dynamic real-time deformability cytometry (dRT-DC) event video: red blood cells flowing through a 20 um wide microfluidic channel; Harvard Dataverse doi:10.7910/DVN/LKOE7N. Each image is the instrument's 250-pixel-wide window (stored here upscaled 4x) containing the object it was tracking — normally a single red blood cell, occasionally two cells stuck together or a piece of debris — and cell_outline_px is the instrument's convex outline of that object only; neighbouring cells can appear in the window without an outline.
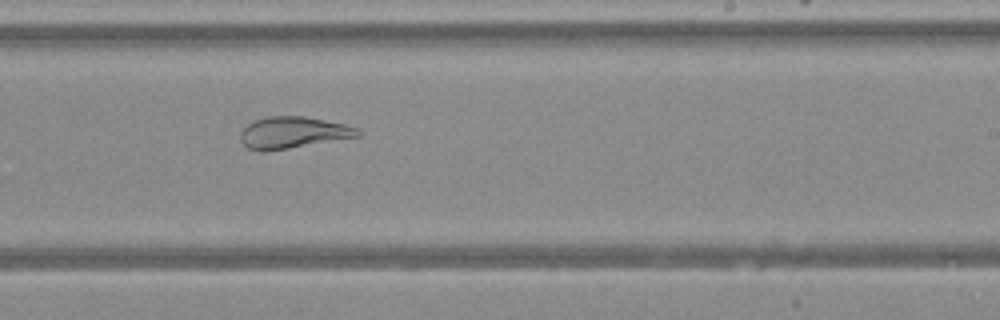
{"species": "Egyptian fruit bat (a non-hibernating species)", "species_latin": "Rousettus aegyptiacus", "temperature_condition": "warm", "stored_images_in_passage": 39, "camera_frame_rate_fps": 3000, "um_per_image_px": 0.085, "animal": {"sex": "female"}, "frame": {"image": 1, "passage_image": 21, "time_ms": 6.667, "image_size_px": [1000, 320], "cell_outline_px": [[360, 136], [264, 152], [248, 148], [240, 140], [240, 132], [252, 120], [268, 116], [304, 116], [344, 124], [360, 128]], "centroid_in_image_um": [24.88, 11.26], "position_along_channel_um": 264.1, "area_um2": 21.56}}
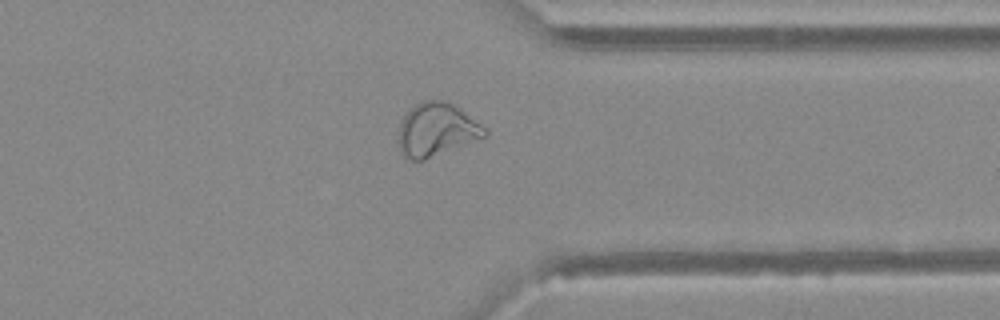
{"frame": {"image": 2, "passage_image": 29, "time_ms": 9.333, "image_size_px": [1000, 320], "cell_outline_px": [[488, 136], [424, 160], [408, 160], [400, 152], [396, 140], [400, 120], [416, 104], [424, 100], [448, 100], [488, 128]], "centroid_in_image_um": [37.1, 11.03], "position_along_channel_um": 374.3, "area_um2": 27.28}}
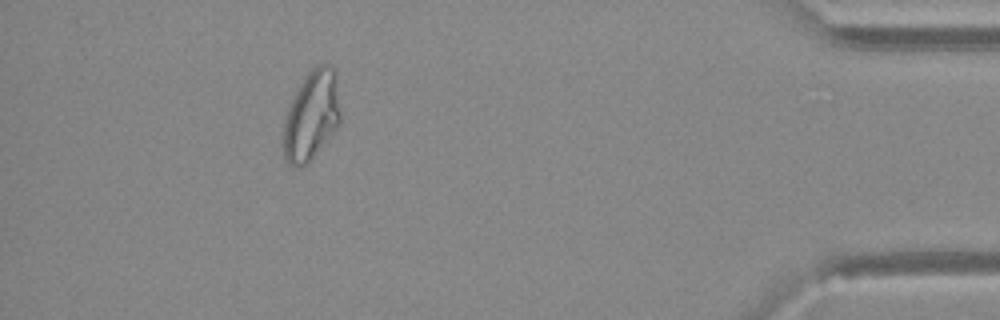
{"frame": {"image": 3, "passage_image": 35, "time_ms": 11.333, "image_size_px": [1000, 320], "cell_outline_px": [[340, 124], [312, 156], [300, 168], [292, 168], [284, 160], [284, 124], [288, 108], [300, 84], [308, 72], [316, 64], [332, 64], [336, 72], [340, 112]], "centroid_in_image_um": [26.49, 9.79], "position_along_channel_um": 408.7, "area_um2": 29.42}}